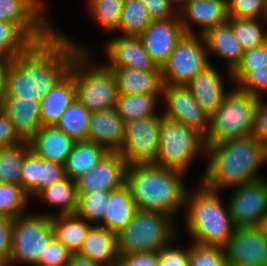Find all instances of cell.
<instances>
[{
    "mask_svg": "<svg viewBox=\"0 0 267 266\" xmlns=\"http://www.w3.org/2000/svg\"><path fill=\"white\" fill-rule=\"evenodd\" d=\"M21 143L16 136L11 119L0 107V148L13 147Z\"/></svg>",
    "mask_w": 267,
    "mask_h": 266,
    "instance_id": "c3c4849f",
    "label": "cell"
},
{
    "mask_svg": "<svg viewBox=\"0 0 267 266\" xmlns=\"http://www.w3.org/2000/svg\"><path fill=\"white\" fill-rule=\"evenodd\" d=\"M33 42L16 23L0 21V58L13 60Z\"/></svg>",
    "mask_w": 267,
    "mask_h": 266,
    "instance_id": "e575fe53",
    "label": "cell"
},
{
    "mask_svg": "<svg viewBox=\"0 0 267 266\" xmlns=\"http://www.w3.org/2000/svg\"><path fill=\"white\" fill-rule=\"evenodd\" d=\"M110 58L108 68L161 70L146 52L138 36H120L110 40L106 48Z\"/></svg>",
    "mask_w": 267,
    "mask_h": 266,
    "instance_id": "ac0fdd59",
    "label": "cell"
},
{
    "mask_svg": "<svg viewBox=\"0 0 267 266\" xmlns=\"http://www.w3.org/2000/svg\"><path fill=\"white\" fill-rule=\"evenodd\" d=\"M162 93L167 103L163 116L180 122L205 137L210 115L195 100L189 89L186 86L164 84Z\"/></svg>",
    "mask_w": 267,
    "mask_h": 266,
    "instance_id": "4fadbf2b",
    "label": "cell"
},
{
    "mask_svg": "<svg viewBox=\"0 0 267 266\" xmlns=\"http://www.w3.org/2000/svg\"><path fill=\"white\" fill-rule=\"evenodd\" d=\"M195 37V34H184L177 42L161 68L163 84L186 86L197 73L210 66L205 42L202 45Z\"/></svg>",
    "mask_w": 267,
    "mask_h": 266,
    "instance_id": "30bf717a",
    "label": "cell"
},
{
    "mask_svg": "<svg viewBox=\"0 0 267 266\" xmlns=\"http://www.w3.org/2000/svg\"><path fill=\"white\" fill-rule=\"evenodd\" d=\"M182 174L154 164L129 165L125 184L138 209L173 216L181 206H185L187 192L181 180Z\"/></svg>",
    "mask_w": 267,
    "mask_h": 266,
    "instance_id": "3957f363",
    "label": "cell"
},
{
    "mask_svg": "<svg viewBox=\"0 0 267 266\" xmlns=\"http://www.w3.org/2000/svg\"><path fill=\"white\" fill-rule=\"evenodd\" d=\"M262 144L267 147V106L263 104L261 98L255 111L253 134Z\"/></svg>",
    "mask_w": 267,
    "mask_h": 266,
    "instance_id": "816d5d0a",
    "label": "cell"
},
{
    "mask_svg": "<svg viewBox=\"0 0 267 266\" xmlns=\"http://www.w3.org/2000/svg\"><path fill=\"white\" fill-rule=\"evenodd\" d=\"M14 219L0 215V258L10 260L11 233Z\"/></svg>",
    "mask_w": 267,
    "mask_h": 266,
    "instance_id": "f5cc1de1",
    "label": "cell"
},
{
    "mask_svg": "<svg viewBox=\"0 0 267 266\" xmlns=\"http://www.w3.org/2000/svg\"><path fill=\"white\" fill-rule=\"evenodd\" d=\"M189 0H169L170 4L173 6L174 3L182 4L180 7H183Z\"/></svg>",
    "mask_w": 267,
    "mask_h": 266,
    "instance_id": "680465c9",
    "label": "cell"
},
{
    "mask_svg": "<svg viewBox=\"0 0 267 266\" xmlns=\"http://www.w3.org/2000/svg\"><path fill=\"white\" fill-rule=\"evenodd\" d=\"M167 244L158 251L159 266H189L190 247L186 250Z\"/></svg>",
    "mask_w": 267,
    "mask_h": 266,
    "instance_id": "bcb514c9",
    "label": "cell"
},
{
    "mask_svg": "<svg viewBox=\"0 0 267 266\" xmlns=\"http://www.w3.org/2000/svg\"><path fill=\"white\" fill-rule=\"evenodd\" d=\"M10 60L0 58V107L6 96V72Z\"/></svg>",
    "mask_w": 267,
    "mask_h": 266,
    "instance_id": "11a10c76",
    "label": "cell"
},
{
    "mask_svg": "<svg viewBox=\"0 0 267 266\" xmlns=\"http://www.w3.org/2000/svg\"><path fill=\"white\" fill-rule=\"evenodd\" d=\"M116 78L118 94H162L161 70L110 68Z\"/></svg>",
    "mask_w": 267,
    "mask_h": 266,
    "instance_id": "603a6c76",
    "label": "cell"
},
{
    "mask_svg": "<svg viewBox=\"0 0 267 266\" xmlns=\"http://www.w3.org/2000/svg\"><path fill=\"white\" fill-rule=\"evenodd\" d=\"M110 193L109 190L77 193V208L74 214L81 219L90 221L93 225L102 222Z\"/></svg>",
    "mask_w": 267,
    "mask_h": 266,
    "instance_id": "d590c367",
    "label": "cell"
},
{
    "mask_svg": "<svg viewBox=\"0 0 267 266\" xmlns=\"http://www.w3.org/2000/svg\"><path fill=\"white\" fill-rule=\"evenodd\" d=\"M157 97L159 94H118L116 109L125 122L154 116Z\"/></svg>",
    "mask_w": 267,
    "mask_h": 266,
    "instance_id": "d6a6232c",
    "label": "cell"
},
{
    "mask_svg": "<svg viewBox=\"0 0 267 266\" xmlns=\"http://www.w3.org/2000/svg\"><path fill=\"white\" fill-rule=\"evenodd\" d=\"M21 187L28 196L38 195L42 191V158L30 150L27 143H25Z\"/></svg>",
    "mask_w": 267,
    "mask_h": 266,
    "instance_id": "f35d334b",
    "label": "cell"
},
{
    "mask_svg": "<svg viewBox=\"0 0 267 266\" xmlns=\"http://www.w3.org/2000/svg\"><path fill=\"white\" fill-rule=\"evenodd\" d=\"M42 7L41 0H0V21L16 23L34 42L40 41L55 30Z\"/></svg>",
    "mask_w": 267,
    "mask_h": 266,
    "instance_id": "5bb4252c",
    "label": "cell"
},
{
    "mask_svg": "<svg viewBox=\"0 0 267 266\" xmlns=\"http://www.w3.org/2000/svg\"><path fill=\"white\" fill-rule=\"evenodd\" d=\"M201 37L207 49L213 50L229 61V73L240 63L244 50L235 38L232 29V18H228L226 22L209 29Z\"/></svg>",
    "mask_w": 267,
    "mask_h": 266,
    "instance_id": "4316f807",
    "label": "cell"
},
{
    "mask_svg": "<svg viewBox=\"0 0 267 266\" xmlns=\"http://www.w3.org/2000/svg\"><path fill=\"white\" fill-rule=\"evenodd\" d=\"M223 249L228 266H267V237L257 227L235 228Z\"/></svg>",
    "mask_w": 267,
    "mask_h": 266,
    "instance_id": "9a60e30c",
    "label": "cell"
},
{
    "mask_svg": "<svg viewBox=\"0 0 267 266\" xmlns=\"http://www.w3.org/2000/svg\"><path fill=\"white\" fill-rule=\"evenodd\" d=\"M170 217L166 213L138 209L131 222L116 234L118 254L158 252L170 244L175 233Z\"/></svg>",
    "mask_w": 267,
    "mask_h": 266,
    "instance_id": "8992f818",
    "label": "cell"
},
{
    "mask_svg": "<svg viewBox=\"0 0 267 266\" xmlns=\"http://www.w3.org/2000/svg\"><path fill=\"white\" fill-rule=\"evenodd\" d=\"M149 12L152 21L174 18L173 7L169 0H141ZM173 16V17H172Z\"/></svg>",
    "mask_w": 267,
    "mask_h": 266,
    "instance_id": "f907efd6",
    "label": "cell"
},
{
    "mask_svg": "<svg viewBox=\"0 0 267 266\" xmlns=\"http://www.w3.org/2000/svg\"><path fill=\"white\" fill-rule=\"evenodd\" d=\"M189 266H228L223 248L194 242L190 245Z\"/></svg>",
    "mask_w": 267,
    "mask_h": 266,
    "instance_id": "7bdbcfd3",
    "label": "cell"
},
{
    "mask_svg": "<svg viewBox=\"0 0 267 266\" xmlns=\"http://www.w3.org/2000/svg\"><path fill=\"white\" fill-rule=\"evenodd\" d=\"M235 188L228 202L235 228L258 227L267 212V181L259 179Z\"/></svg>",
    "mask_w": 267,
    "mask_h": 266,
    "instance_id": "7c38bea8",
    "label": "cell"
},
{
    "mask_svg": "<svg viewBox=\"0 0 267 266\" xmlns=\"http://www.w3.org/2000/svg\"><path fill=\"white\" fill-rule=\"evenodd\" d=\"M86 51L56 29L10 60L6 96L40 101L69 72L74 56Z\"/></svg>",
    "mask_w": 267,
    "mask_h": 266,
    "instance_id": "6da1fadb",
    "label": "cell"
},
{
    "mask_svg": "<svg viewBox=\"0 0 267 266\" xmlns=\"http://www.w3.org/2000/svg\"><path fill=\"white\" fill-rule=\"evenodd\" d=\"M28 198V194L21 186L0 183V215L12 219L24 215L23 210Z\"/></svg>",
    "mask_w": 267,
    "mask_h": 266,
    "instance_id": "60d3db41",
    "label": "cell"
},
{
    "mask_svg": "<svg viewBox=\"0 0 267 266\" xmlns=\"http://www.w3.org/2000/svg\"><path fill=\"white\" fill-rule=\"evenodd\" d=\"M185 34L179 18L155 20L138 36L146 52L160 68Z\"/></svg>",
    "mask_w": 267,
    "mask_h": 266,
    "instance_id": "e0dca14e",
    "label": "cell"
},
{
    "mask_svg": "<svg viewBox=\"0 0 267 266\" xmlns=\"http://www.w3.org/2000/svg\"><path fill=\"white\" fill-rule=\"evenodd\" d=\"M230 75L240 83L242 92L257 98H261L262 90L267 92V67H236Z\"/></svg>",
    "mask_w": 267,
    "mask_h": 266,
    "instance_id": "74e56055",
    "label": "cell"
},
{
    "mask_svg": "<svg viewBox=\"0 0 267 266\" xmlns=\"http://www.w3.org/2000/svg\"><path fill=\"white\" fill-rule=\"evenodd\" d=\"M51 215H21L14 219L11 233L10 264L23 261L41 266L46 247L54 238Z\"/></svg>",
    "mask_w": 267,
    "mask_h": 266,
    "instance_id": "9c48e42d",
    "label": "cell"
},
{
    "mask_svg": "<svg viewBox=\"0 0 267 266\" xmlns=\"http://www.w3.org/2000/svg\"><path fill=\"white\" fill-rule=\"evenodd\" d=\"M1 107L11 119L18 139L28 144L41 128L40 101L5 97Z\"/></svg>",
    "mask_w": 267,
    "mask_h": 266,
    "instance_id": "ffe728a7",
    "label": "cell"
},
{
    "mask_svg": "<svg viewBox=\"0 0 267 266\" xmlns=\"http://www.w3.org/2000/svg\"><path fill=\"white\" fill-rule=\"evenodd\" d=\"M257 228L267 237V212L262 216Z\"/></svg>",
    "mask_w": 267,
    "mask_h": 266,
    "instance_id": "6f0895ef",
    "label": "cell"
},
{
    "mask_svg": "<svg viewBox=\"0 0 267 266\" xmlns=\"http://www.w3.org/2000/svg\"><path fill=\"white\" fill-rule=\"evenodd\" d=\"M109 151L90 141H77L64 164L65 176L76 180L93 169Z\"/></svg>",
    "mask_w": 267,
    "mask_h": 266,
    "instance_id": "f1b7e54d",
    "label": "cell"
},
{
    "mask_svg": "<svg viewBox=\"0 0 267 266\" xmlns=\"http://www.w3.org/2000/svg\"><path fill=\"white\" fill-rule=\"evenodd\" d=\"M10 260H5L3 258H0V266H9Z\"/></svg>",
    "mask_w": 267,
    "mask_h": 266,
    "instance_id": "91938a15",
    "label": "cell"
},
{
    "mask_svg": "<svg viewBox=\"0 0 267 266\" xmlns=\"http://www.w3.org/2000/svg\"><path fill=\"white\" fill-rule=\"evenodd\" d=\"M90 117L91 111L76 98L55 126L76 142L87 141Z\"/></svg>",
    "mask_w": 267,
    "mask_h": 266,
    "instance_id": "4dcf8cb0",
    "label": "cell"
},
{
    "mask_svg": "<svg viewBox=\"0 0 267 266\" xmlns=\"http://www.w3.org/2000/svg\"><path fill=\"white\" fill-rule=\"evenodd\" d=\"M71 252L55 237L49 242L41 266H68Z\"/></svg>",
    "mask_w": 267,
    "mask_h": 266,
    "instance_id": "f6af8a7d",
    "label": "cell"
},
{
    "mask_svg": "<svg viewBox=\"0 0 267 266\" xmlns=\"http://www.w3.org/2000/svg\"><path fill=\"white\" fill-rule=\"evenodd\" d=\"M86 53L79 51L69 70L74 76L76 98L91 112L115 108L118 92L113 71L103 64L88 71L90 62Z\"/></svg>",
    "mask_w": 267,
    "mask_h": 266,
    "instance_id": "52a82bcc",
    "label": "cell"
},
{
    "mask_svg": "<svg viewBox=\"0 0 267 266\" xmlns=\"http://www.w3.org/2000/svg\"><path fill=\"white\" fill-rule=\"evenodd\" d=\"M152 22L141 0H126L123 4L118 29L124 36H139Z\"/></svg>",
    "mask_w": 267,
    "mask_h": 266,
    "instance_id": "836d02e7",
    "label": "cell"
},
{
    "mask_svg": "<svg viewBox=\"0 0 267 266\" xmlns=\"http://www.w3.org/2000/svg\"><path fill=\"white\" fill-rule=\"evenodd\" d=\"M55 238L72 254L80 251L91 225L75 214L51 215Z\"/></svg>",
    "mask_w": 267,
    "mask_h": 266,
    "instance_id": "f546056e",
    "label": "cell"
},
{
    "mask_svg": "<svg viewBox=\"0 0 267 266\" xmlns=\"http://www.w3.org/2000/svg\"><path fill=\"white\" fill-rule=\"evenodd\" d=\"M227 6L229 18L267 19L266 0H227Z\"/></svg>",
    "mask_w": 267,
    "mask_h": 266,
    "instance_id": "ee69618b",
    "label": "cell"
},
{
    "mask_svg": "<svg viewBox=\"0 0 267 266\" xmlns=\"http://www.w3.org/2000/svg\"><path fill=\"white\" fill-rule=\"evenodd\" d=\"M64 177V165L42 158V191Z\"/></svg>",
    "mask_w": 267,
    "mask_h": 266,
    "instance_id": "db71d44e",
    "label": "cell"
},
{
    "mask_svg": "<svg viewBox=\"0 0 267 266\" xmlns=\"http://www.w3.org/2000/svg\"><path fill=\"white\" fill-rule=\"evenodd\" d=\"M205 149L204 137L197 131L162 117L159 152L154 165L184 173L194 156Z\"/></svg>",
    "mask_w": 267,
    "mask_h": 266,
    "instance_id": "ba28073f",
    "label": "cell"
},
{
    "mask_svg": "<svg viewBox=\"0 0 267 266\" xmlns=\"http://www.w3.org/2000/svg\"><path fill=\"white\" fill-rule=\"evenodd\" d=\"M68 266H105L90 260L87 257L77 254H71Z\"/></svg>",
    "mask_w": 267,
    "mask_h": 266,
    "instance_id": "9f6ffc18",
    "label": "cell"
},
{
    "mask_svg": "<svg viewBox=\"0 0 267 266\" xmlns=\"http://www.w3.org/2000/svg\"><path fill=\"white\" fill-rule=\"evenodd\" d=\"M186 87L209 115L217 110L228 93L224 91L221 76L211 65L197 73Z\"/></svg>",
    "mask_w": 267,
    "mask_h": 266,
    "instance_id": "cb8c5ba5",
    "label": "cell"
},
{
    "mask_svg": "<svg viewBox=\"0 0 267 266\" xmlns=\"http://www.w3.org/2000/svg\"><path fill=\"white\" fill-rule=\"evenodd\" d=\"M232 29L244 51L267 42V32L262 31L256 19L232 18Z\"/></svg>",
    "mask_w": 267,
    "mask_h": 266,
    "instance_id": "ab89813d",
    "label": "cell"
},
{
    "mask_svg": "<svg viewBox=\"0 0 267 266\" xmlns=\"http://www.w3.org/2000/svg\"><path fill=\"white\" fill-rule=\"evenodd\" d=\"M180 10L179 12L183 14L180 23L185 34H194L188 24L190 20L202 26L201 35H203L229 18L227 0H189Z\"/></svg>",
    "mask_w": 267,
    "mask_h": 266,
    "instance_id": "44dd1931",
    "label": "cell"
},
{
    "mask_svg": "<svg viewBox=\"0 0 267 266\" xmlns=\"http://www.w3.org/2000/svg\"><path fill=\"white\" fill-rule=\"evenodd\" d=\"M125 137V121L116 107L91 112L87 141L105 147L109 152H119Z\"/></svg>",
    "mask_w": 267,
    "mask_h": 266,
    "instance_id": "d6986e66",
    "label": "cell"
},
{
    "mask_svg": "<svg viewBox=\"0 0 267 266\" xmlns=\"http://www.w3.org/2000/svg\"><path fill=\"white\" fill-rule=\"evenodd\" d=\"M25 143L0 148V183L21 186Z\"/></svg>",
    "mask_w": 267,
    "mask_h": 266,
    "instance_id": "8d00e7d4",
    "label": "cell"
},
{
    "mask_svg": "<svg viewBox=\"0 0 267 266\" xmlns=\"http://www.w3.org/2000/svg\"><path fill=\"white\" fill-rule=\"evenodd\" d=\"M258 100L239 89L227 93L217 110L210 115L209 129L204 137L205 147L252 135Z\"/></svg>",
    "mask_w": 267,
    "mask_h": 266,
    "instance_id": "5b68a950",
    "label": "cell"
},
{
    "mask_svg": "<svg viewBox=\"0 0 267 266\" xmlns=\"http://www.w3.org/2000/svg\"><path fill=\"white\" fill-rule=\"evenodd\" d=\"M137 210L138 208L131 196L130 190L124 184L118 189L111 190L102 221L103 225H98L117 234L131 222Z\"/></svg>",
    "mask_w": 267,
    "mask_h": 266,
    "instance_id": "83f0119b",
    "label": "cell"
},
{
    "mask_svg": "<svg viewBox=\"0 0 267 266\" xmlns=\"http://www.w3.org/2000/svg\"><path fill=\"white\" fill-rule=\"evenodd\" d=\"M116 1H118L121 4H124L126 2V0H116Z\"/></svg>",
    "mask_w": 267,
    "mask_h": 266,
    "instance_id": "94428289",
    "label": "cell"
},
{
    "mask_svg": "<svg viewBox=\"0 0 267 266\" xmlns=\"http://www.w3.org/2000/svg\"><path fill=\"white\" fill-rule=\"evenodd\" d=\"M123 4L116 0H90L91 13L106 30L118 29Z\"/></svg>",
    "mask_w": 267,
    "mask_h": 266,
    "instance_id": "b9f144b4",
    "label": "cell"
},
{
    "mask_svg": "<svg viewBox=\"0 0 267 266\" xmlns=\"http://www.w3.org/2000/svg\"><path fill=\"white\" fill-rule=\"evenodd\" d=\"M209 163L202 186L220 191L263 179L256 170L267 160V147L253 135L206 146Z\"/></svg>",
    "mask_w": 267,
    "mask_h": 266,
    "instance_id": "7a4b0ae2",
    "label": "cell"
},
{
    "mask_svg": "<svg viewBox=\"0 0 267 266\" xmlns=\"http://www.w3.org/2000/svg\"><path fill=\"white\" fill-rule=\"evenodd\" d=\"M186 225L194 242L224 248L234 233L235 226L229 205L223 206L218 191L202 185L185 199Z\"/></svg>",
    "mask_w": 267,
    "mask_h": 266,
    "instance_id": "277c9868",
    "label": "cell"
},
{
    "mask_svg": "<svg viewBox=\"0 0 267 266\" xmlns=\"http://www.w3.org/2000/svg\"><path fill=\"white\" fill-rule=\"evenodd\" d=\"M162 117L154 115L125 122V137L119 153L128 166L156 163Z\"/></svg>",
    "mask_w": 267,
    "mask_h": 266,
    "instance_id": "8fae6325",
    "label": "cell"
},
{
    "mask_svg": "<svg viewBox=\"0 0 267 266\" xmlns=\"http://www.w3.org/2000/svg\"><path fill=\"white\" fill-rule=\"evenodd\" d=\"M78 254L105 266H117L116 234L98 223L91 226Z\"/></svg>",
    "mask_w": 267,
    "mask_h": 266,
    "instance_id": "484cf974",
    "label": "cell"
},
{
    "mask_svg": "<svg viewBox=\"0 0 267 266\" xmlns=\"http://www.w3.org/2000/svg\"><path fill=\"white\" fill-rule=\"evenodd\" d=\"M75 142L62 130L53 125L41 126L28 145L30 150L40 158L64 165Z\"/></svg>",
    "mask_w": 267,
    "mask_h": 266,
    "instance_id": "7402d4cb",
    "label": "cell"
},
{
    "mask_svg": "<svg viewBox=\"0 0 267 266\" xmlns=\"http://www.w3.org/2000/svg\"><path fill=\"white\" fill-rule=\"evenodd\" d=\"M237 67H267V42L244 51Z\"/></svg>",
    "mask_w": 267,
    "mask_h": 266,
    "instance_id": "681fc988",
    "label": "cell"
},
{
    "mask_svg": "<svg viewBox=\"0 0 267 266\" xmlns=\"http://www.w3.org/2000/svg\"><path fill=\"white\" fill-rule=\"evenodd\" d=\"M127 167L119 152H108L93 169L75 180L77 193L120 188L126 183Z\"/></svg>",
    "mask_w": 267,
    "mask_h": 266,
    "instance_id": "2e32d148",
    "label": "cell"
},
{
    "mask_svg": "<svg viewBox=\"0 0 267 266\" xmlns=\"http://www.w3.org/2000/svg\"><path fill=\"white\" fill-rule=\"evenodd\" d=\"M117 266H159L158 252L119 255Z\"/></svg>",
    "mask_w": 267,
    "mask_h": 266,
    "instance_id": "7dc6e473",
    "label": "cell"
},
{
    "mask_svg": "<svg viewBox=\"0 0 267 266\" xmlns=\"http://www.w3.org/2000/svg\"><path fill=\"white\" fill-rule=\"evenodd\" d=\"M47 204L61 206V215L74 214L77 208L76 182L65 176L61 180L52 183L38 194Z\"/></svg>",
    "mask_w": 267,
    "mask_h": 266,
    "instance_id": "1f68e13d",
    "label": "cell"
},
{
    "mask_svg": "<svg viewBox=\"0 0 267 266\" xmlns=\"http://www.w3.org/2000/svg\"><path fill=\"white\" fill-rule=\"evenodd\" d=\"M76 99L74 76L68 72L40 100L41 126L55 125L63 112Z\"/></svg>",
    "mask_w": 267,
    "mask_h": 266,
    "instance_id": "d4e9b609",
    "label": "cell"
}]
</instances>
